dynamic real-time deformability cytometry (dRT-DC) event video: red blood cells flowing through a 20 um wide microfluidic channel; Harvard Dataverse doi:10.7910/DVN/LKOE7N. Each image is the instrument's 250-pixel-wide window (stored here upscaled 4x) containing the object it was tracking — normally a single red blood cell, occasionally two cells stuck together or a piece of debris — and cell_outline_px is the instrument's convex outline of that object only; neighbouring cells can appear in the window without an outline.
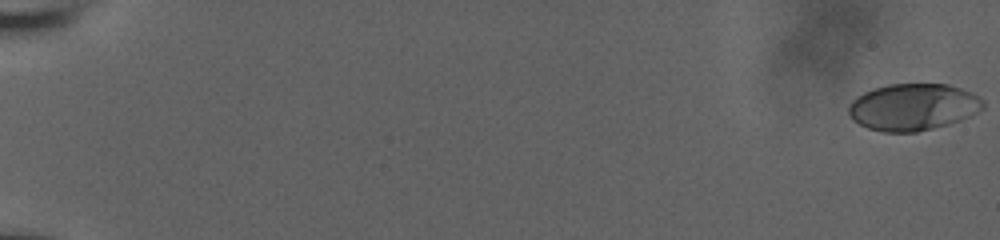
{"species": "human", "species_latin": "Homo sapiens", "temperature_condition": "room temperature", "stored_images_in_passage": 58, "camera_frame_rate_fps": 3000, "um_per_image_px": 0.085, "donor": {"sex": "male"}, "frame": {"image": 1, "passage_image": 1, "time_ms": 0.0, "image_size_px": [1000, 240], "cell_outline_px": [[984, 108], [960, 120], [948, 124], [916, 132], [880, 132], [868, 128], [852, 120], [848, 112], [848, 108], [852, 100], [864, 92], [888, 84], [948, 84], [960, 88], [980, 96], [984, 100]], "centroid_in_image_um": [77.61, 9.1], "position_along_channel_um": 7.4, "area_um2": 36.65}}
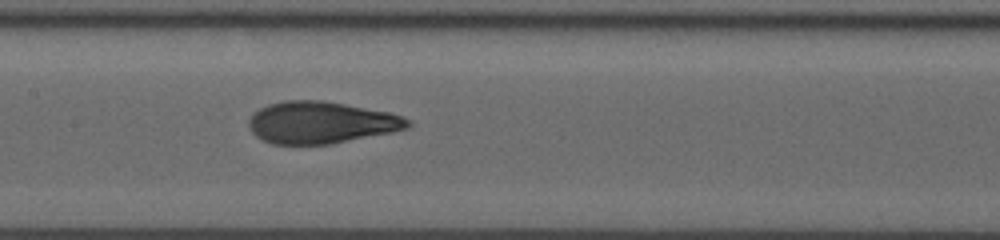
{"frame": {"image": 2, "passage_image": 32, "time_ms": 10.333, "image_size_px": [1000, 240], "cell_outline_px": [[412, 124], [408, 128], [392, 132], [328, 144], [272, 144], [256, 136], [252, 132], [248, 124], [248, 120], [260, 108], [268, 104], [284, 100], [320, 100], [344, 104], [388, 112], [412, 120]], "centroid_in_image_um": [27.28, 10.41], "position_along_channel_um": 180.1, "area_um2": 38.55}}
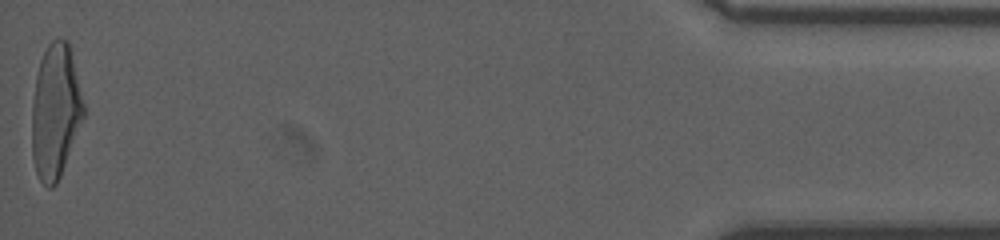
{"frame": {"image": 3, "passage_image": 58, "time_ms": 19.0, "image_size_px": [1000, 240], "cell_outline_px": [[84, 116], [60, 176], [56, 184], [52, 188], [48, 188], [40, 180], [36, 172], [32, 156], [32, 104], [36, 76], [40, 60], [48, 44], [52, 40], [68, 40], [84, 104]], "centroid_in_image_um": [4.7, 9.48], "position_along_channel_um": 430.5, "area_um2": 40.06}, "authors_computed_cell_mechanics": {"area_um2": 38.437, "velocity_mm_per_s": 3.8592, "shape_relaxation_time_tau1_ms": 5.6488, "shape_relaxation_time_tau2_ms": 0.8487, "deformation_change_tau1": 0.2256, "deformation_change_tau2": 0.0706}}